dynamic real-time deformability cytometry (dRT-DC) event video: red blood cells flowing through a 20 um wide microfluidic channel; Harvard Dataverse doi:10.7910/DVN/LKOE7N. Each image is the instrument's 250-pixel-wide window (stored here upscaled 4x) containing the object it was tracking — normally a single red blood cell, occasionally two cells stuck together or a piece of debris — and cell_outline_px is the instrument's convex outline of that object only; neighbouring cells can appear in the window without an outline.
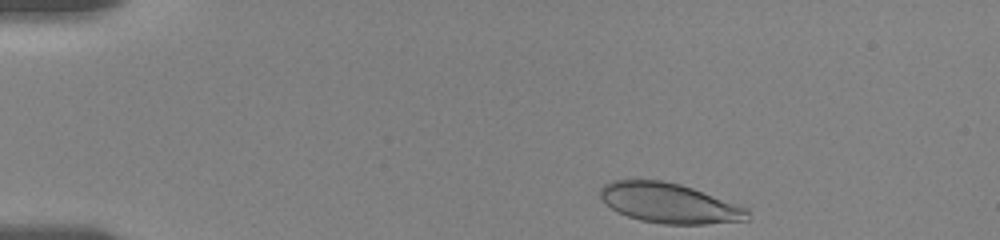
{"species": "human", "species_latin": "Homo sapiens", "temperature_condition": "room temperature", "stored_images_in_passage": 40, "camera_frame_rate_fps": 3000, "um_per_image_px": 0.085, "donor": {"sex": "female"}, "frame": {"image": 1, "passage_image": 1, "time_ms": 0.0, "image_size_px": [1000, 240], "cell_outline_px": [[748, 220], [704, 224], [664, 224], [640, 220], [616, 212], [600, 196], [600, 188], [604, 184], [612, 180], [664, 180], [680, 184], [692, 188], [748, 208]], "centroid_in_image_um": [56.87, 17.26], "position_along_channel_um": 28.1, "area_um2": 34.04}}
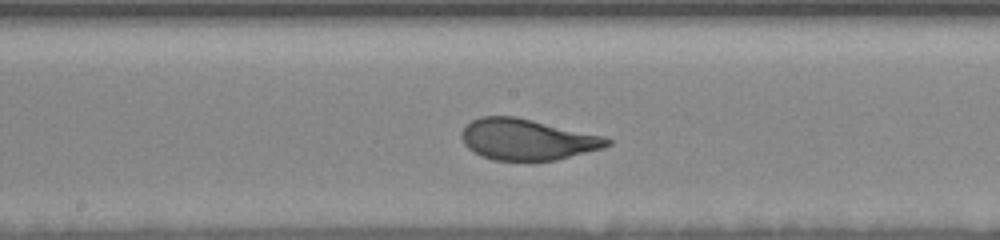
{"frame": {"image": 2, "passage_image": 22, "time_ms": 7.0, "image_size_px": [1000, 240], "cell_outline_px": [[612, 144], [604, 148], [556, 160], [496, 160], [480, 156], [468, 148], [464, 144], [460, 136], [460, 132], [472, 120], [480, 116], [516, 116], [604, 136], [612, 140]], "centroid_in_image_um": [44.81, 11.85], "position_along_channel_um": 203.4, "area_um2": 34.91}}
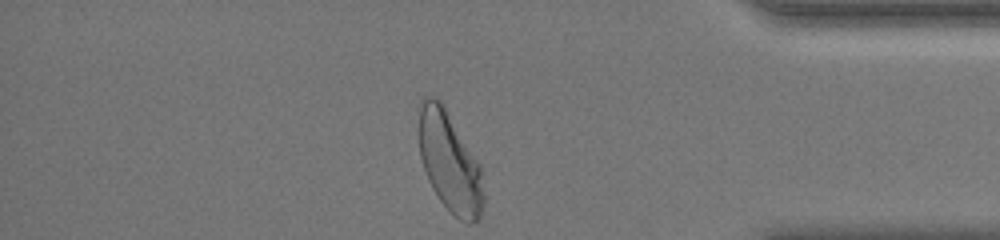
{"frame": {"image": 3, "passage_image": 40, "time_ms": 13.0, "image_size_px": [1000, 240], "cell_outline_px": [[484, 204], [480, 216], [472, 224], [468, 224], [460, 220], [440, 200], [432, 188], [428, 180], [420, 156], [420, 100], [424, 96], [432, 96], [440, 100], [480, 164], [484, 192]], "centroid_in_image_um": [38.24, 13.8], "position_along_channel_um": 397.0, "area_um2": 37.34}, "authors_computed_cell_mechanics": {"area_um2": 35.1424, "velocity_mm_per_s": 3.5937, "shape_relaxation_time_tau1_ms": 3.5265, "shape_relaxation_time_tau2_ms": null, "deformation_change_tau1": 0.1553, "deformation_change_tau2": null}}